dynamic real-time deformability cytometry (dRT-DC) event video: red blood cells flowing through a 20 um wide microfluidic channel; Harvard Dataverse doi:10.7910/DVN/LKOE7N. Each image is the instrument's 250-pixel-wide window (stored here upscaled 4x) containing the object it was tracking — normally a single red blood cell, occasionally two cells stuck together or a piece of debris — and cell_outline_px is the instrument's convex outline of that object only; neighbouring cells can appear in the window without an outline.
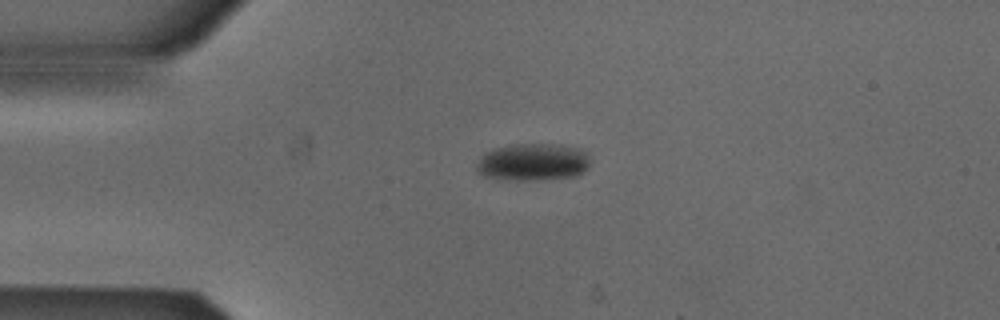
{"species": "Egyptian fruit bat (a non-hibernating species)", "species_latin": "Rousettus aegyptiacus", "temperature_condition": "cold", "stored_images_in_passage": 41, "camera_frame_rate_fps": 3000, "um_per_image_px": 0.085, "animal": {"sex": "male"}, "frame": {"image": 1, "passage_image": 1, "time_ms": 0.0, "image_size_px": [1000, 320], "cell_outline_px": [[588, 168], [584, 172], [576, 176], [540, 180], [496, 180], [484, 176], [476, 168], [476, 164], [484, 152], [496, 148], [516, 144], [548, 144], [576, 148], [584, 152], [588, 156]], "centroid_in_image_um": [45.25, 13.8], "position_along_channel_um": 39.7, "area_um2": 24.68}}
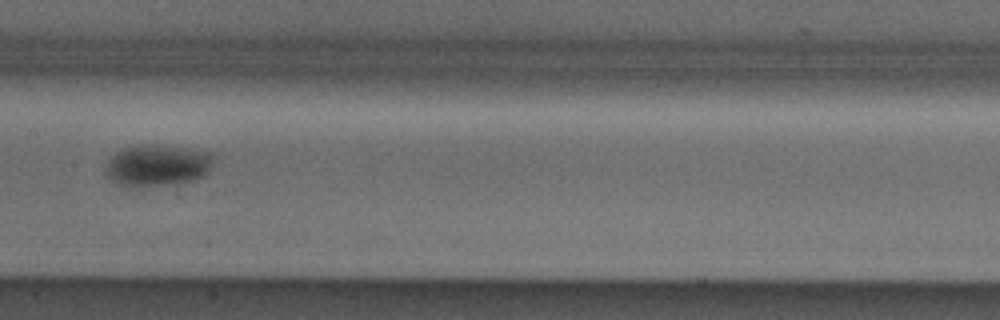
{"frame": {"image": 2, "passage_image": 15, "time_ms": 4.667, "image_size_px": [1000, 320], "cell_outline_px": [[212, 164], [208, 172], [204, 176], [196, 180], [180, 184], [136, 188], [128, 188], [112, 180], [104, 172], [104, 168], [108, 160], [116, 152], [124, 148], [136, 144], [148, 144], [184, 148], [208, 152], [212, 156]], "centroid_in_image_um": [13.34, 14.09], "position_along_channel_um": 194.1, "area_um2": 26.65}}
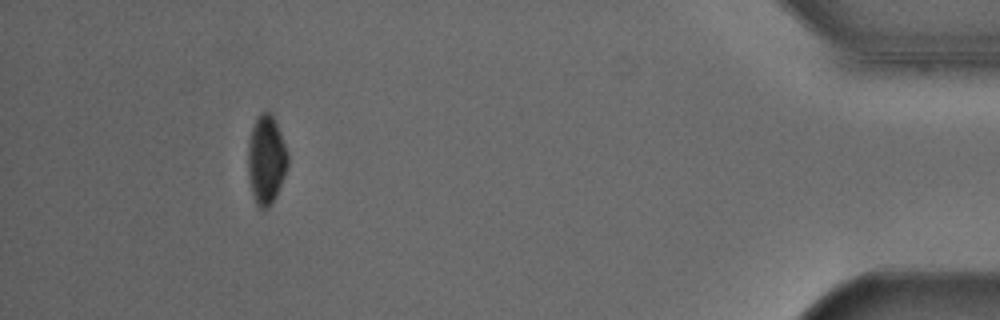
{"frame": {"image": 3, "passage_image": 37, "time_ms": 12.0, "image_size_px": [1000, 320], "cell_outline_px": [[288, 164], [284, 176], [276, 196], [272, 204], [268, 208], [260, 208], [256, 204], [252, 192], [248, 172], [248, 144], [252, 128], [260, 112], [268, 108], [272, 112], [288, 152]], "centroid_in_image_um": [22.64, 13.54], "position_along_channel_um": 412.6, "area_um2": 20.69}}